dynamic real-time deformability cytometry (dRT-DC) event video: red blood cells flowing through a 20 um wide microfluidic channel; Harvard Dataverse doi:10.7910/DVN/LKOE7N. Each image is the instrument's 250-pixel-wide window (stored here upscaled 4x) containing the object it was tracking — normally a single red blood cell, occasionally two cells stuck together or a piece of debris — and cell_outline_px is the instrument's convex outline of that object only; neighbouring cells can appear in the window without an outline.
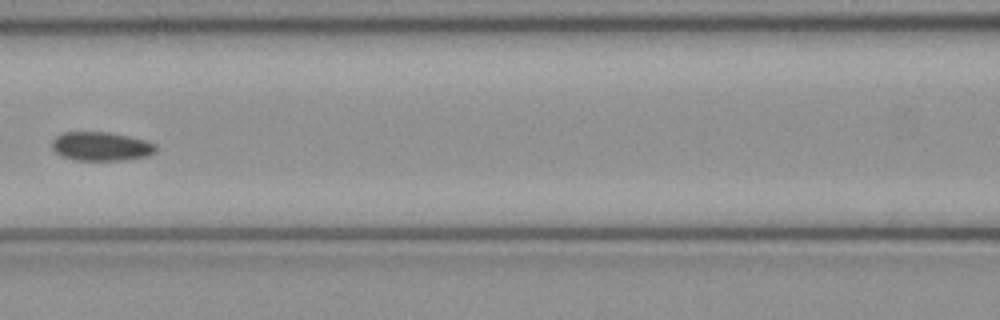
{"species": "common noctule bat (a hibernating species)", "species_latin": "Nyctalus noctula", "temperature_condition": "cold", "stored_images_in_passage": 7, "camera_frame_rate_fps": 3000, "um_per_image_px": 0.085, "animal": {"sex": "female", "body_mass_g": 21.9}, "frame": {"image": 1, "passage_image": 7, "time_ms": 2.0, "image_size_px": [1000, 320], "cell_outline_px": [[156, 152], [148, 156], [124, 160], [76, 160], [60, 156], [52, 148], [52, 140], [56, 136], [64, 132], [112, 132], [144, 140], [156, 144]], "centroid_in_image_um": [8.59, 12.44], "position_along_channel_um": 158.0, "area_um2": 17.57}}